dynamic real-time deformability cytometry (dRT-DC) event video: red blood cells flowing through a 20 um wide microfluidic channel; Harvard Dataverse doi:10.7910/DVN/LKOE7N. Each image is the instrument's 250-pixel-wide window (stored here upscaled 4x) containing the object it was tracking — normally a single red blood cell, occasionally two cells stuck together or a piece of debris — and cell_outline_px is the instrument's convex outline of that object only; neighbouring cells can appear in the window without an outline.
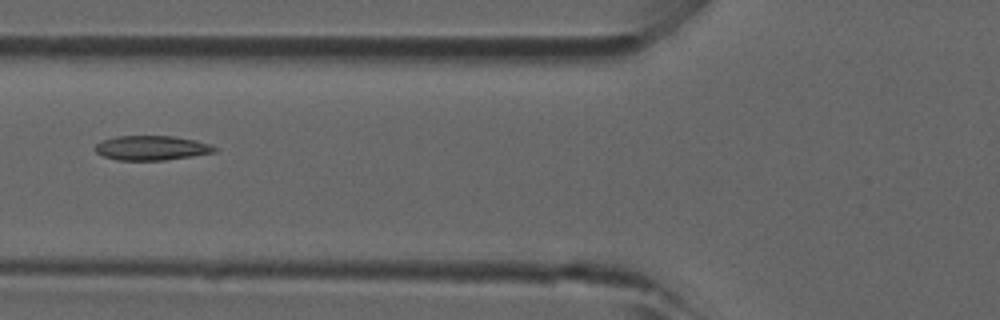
{"species": "common noctule bat (a hibernating species)", "species_latin": "Nyctalus noctula", "temperature_condition": "room temperature", "stored_images_in_passage": 3, "camera_frame_rate_fps": 3000, "um_per_image_px": 0.085, "animal": {"sex": "male", "forearm_length_mm": 52.5}, "frame": {"image": 1, "passage_image": 3, "time_ms": 0.667, "image_size_px": [1000, 320], "cell_outline_px": [[220, 148], [216, 152], [192, 156], [164, 160], [116, 160], [104, 156], [96, 152], [92, 148], [96, 144], [104, 140], [116, 136], [172, 136], [196, 140]], "centroid_in_image_um": [12.89, 12.57], "position_along_channel_um": 112.9, "area_um2": 17.11}}